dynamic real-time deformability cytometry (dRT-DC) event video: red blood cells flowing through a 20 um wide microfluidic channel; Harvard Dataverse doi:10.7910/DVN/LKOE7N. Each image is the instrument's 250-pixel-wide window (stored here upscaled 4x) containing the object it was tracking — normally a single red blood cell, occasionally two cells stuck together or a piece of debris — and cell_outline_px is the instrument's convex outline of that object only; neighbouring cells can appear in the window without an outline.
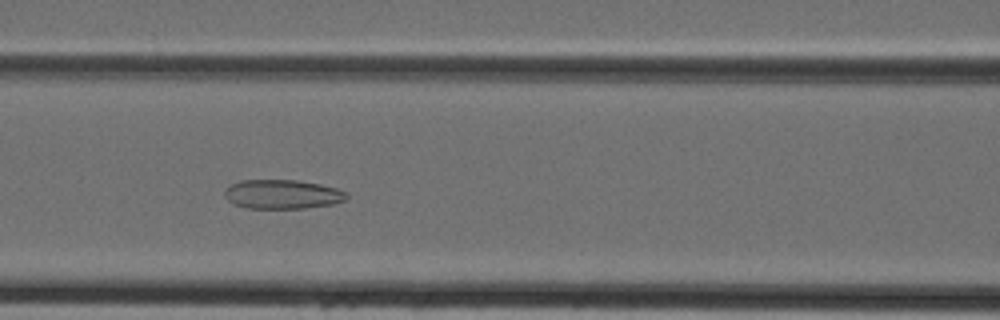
{"species": "Egyptian fruit bat (a non-hibernating species)", "species_latin": "Rousettus aegyptiacus", "temperature_condition": "cold", "stored_images_in_passage": 45, "camera_frame_rate_fps": 3000, "um_per_image_px": 0.085, "animal": {"sex": "female"}, "frame": {"image": 1, "passage_image": 19, "time_ms": 6.0, "image_size_px": [1000, 320], "cell_outline_px": [[348, 200], [332, 204], [304, 208], [248, 208], [232, 204], [224, 196], [224, 188], [240, 180], [296, 180], [320, 184], [336, 188], [348, 192]], "centroid_in_image_um": [24.0, 16.51], "position_along_channel_um": 142.6, "area_um2": 20.92}}
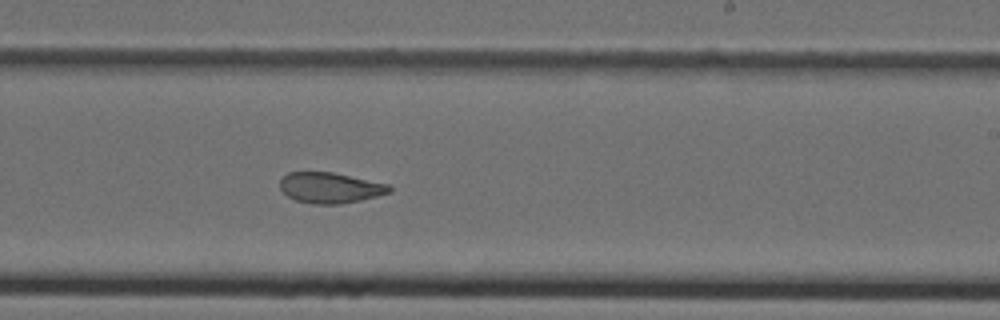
{"frame": {"image": 2, "passage_image": 27, "time_ms": 8.667, "image_size_px": [1000, 320], "cell_outline_px": [[392, 192], [360, 200], [336, 204], [312, 204], [296, 200], [288, 196], [280, 188], [280, 180], [288, 172], [332, 172], [388, 184], [392, 188]], "centroid_in_image_um": [28.05, 15.96], "position_along_channel_um": 260.9, "area_um2": 19.36}}
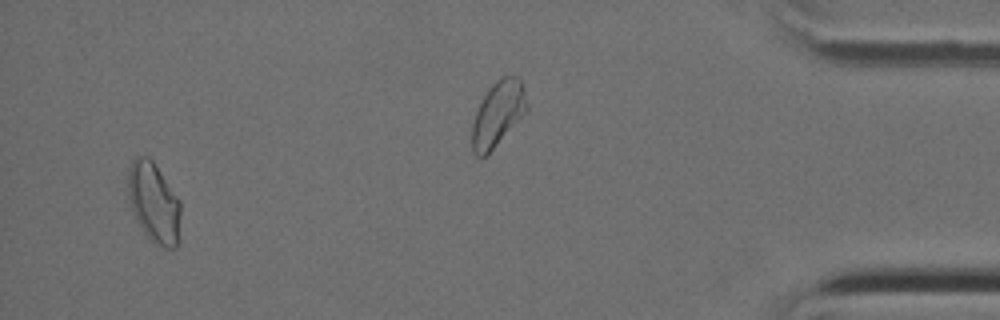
{"frame": {"image": 3, "passage_image": 43, "time_ms": 14.0, "image_size_px": [1000, 320], "cell_outline_px": [[180, 216], [176, 248], [160, 248], [144, 232], [132, 208], [128, 192], [128, 168], [132, 160], [136, 156], [148, 156], [152, 160], [180, 200]], "centroid_in_image_um": [13.08, 17.19], "position_along_channel_um": 422.1, "area_um2": 24.16}}